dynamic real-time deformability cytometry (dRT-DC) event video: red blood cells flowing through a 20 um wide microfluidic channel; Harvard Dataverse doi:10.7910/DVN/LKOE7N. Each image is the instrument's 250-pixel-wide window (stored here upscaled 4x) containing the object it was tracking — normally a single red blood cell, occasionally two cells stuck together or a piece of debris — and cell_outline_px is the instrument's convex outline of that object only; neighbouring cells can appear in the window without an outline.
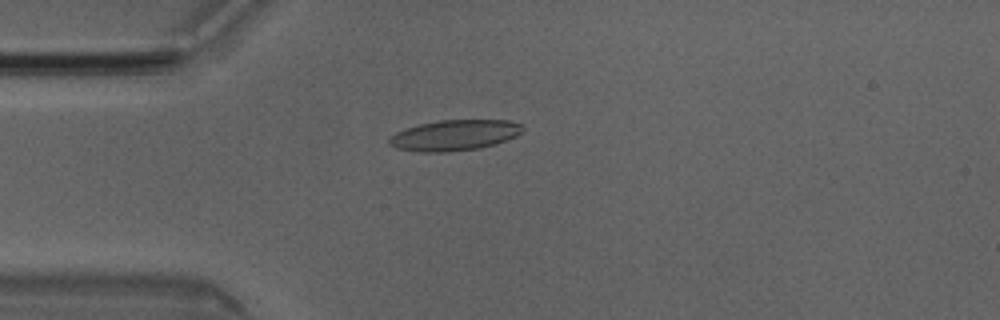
{"species": "Egyptian fruit bat (a non-hibernating species)", "species_latin": "Rousettus aegyptiacus", "temperature_condition": "room temperature", "stored_images_in_passage": 5, "camera_frame_rate_fps": 3000, "um_per_image_px": 0.085, "animal": {"sex": "male"}, "frame": {"image": 1, "passage_image": 4, "time_ms": 1.0, "image_size_px": [1000, 320], "cell_outline_px": [[524, 128], [516, 136], [496, 144], [480, 148], [448, 152], [420, 152], [396, 148], [388, 144], [388, 136], [396, 132], [420, 124], [440, 120], [508, 120], [520, 124]], "centroid_in_image_um": [38.6, 11.5], "position_along_channel_um": 46.4, "area_um2": 23.87}}